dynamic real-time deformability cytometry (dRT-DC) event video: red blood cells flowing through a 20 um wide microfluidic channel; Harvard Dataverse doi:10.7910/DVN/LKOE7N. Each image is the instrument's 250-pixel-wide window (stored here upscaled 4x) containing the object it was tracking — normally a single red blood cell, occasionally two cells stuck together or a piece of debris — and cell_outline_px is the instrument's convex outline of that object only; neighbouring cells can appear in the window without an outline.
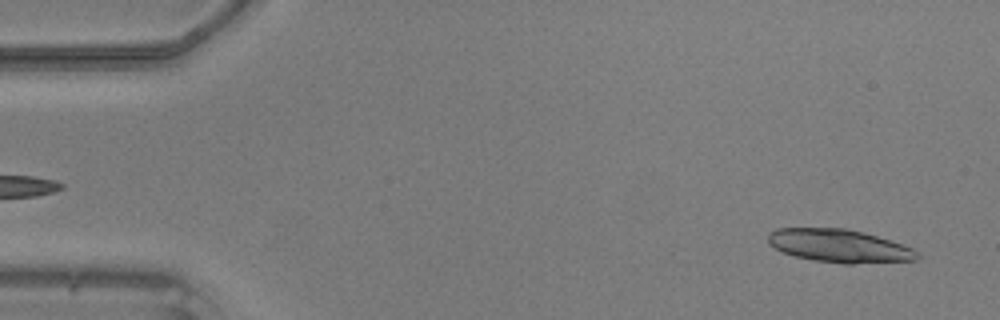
{"species": "common noctule bat (a hibernating species)", "species_latin": "Nyctalus noctula", "temperature_condition": "warm", "stored_images_in_passage": 48, "segment_of_instrument_passage": [1, 2], "camera_frame_rate_fps": 3000, "um_per_image_px": 0.085, "animal": {"sex": "male", "body_mass_g": 20.5, "forearm_length_mm": 52.5}, "frame": {"image": 1, "passage_image": 2, "time_ms": 0.333, "image_size_px": [1000, 320], "cell_outline_px": [[920, 256], [916, 260], [852, 264], [844, 264], [816, 260], [796, 256], [784, 252], [776, 248], [768, 240], [768, 232], [776, 228], [844, 228], [876, 236], [912, 248]], "centroid_in_image_um": [71.32, 20.9], "position_along_channel_um": 13.7, "area_um2": 28.26}}